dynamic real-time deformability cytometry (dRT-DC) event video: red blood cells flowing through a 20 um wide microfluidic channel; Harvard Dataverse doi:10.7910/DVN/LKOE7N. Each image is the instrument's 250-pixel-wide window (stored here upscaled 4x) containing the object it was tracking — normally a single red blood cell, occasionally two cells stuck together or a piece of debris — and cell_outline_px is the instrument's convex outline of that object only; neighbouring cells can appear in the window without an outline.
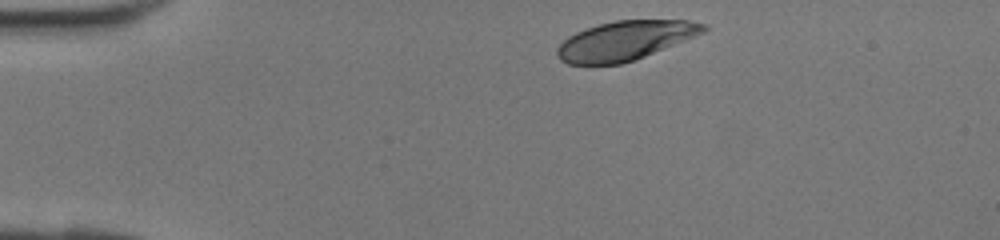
{"species": "human", "species_latin": "Homo sapiens", "temperature_condition": "room temperature", "stored_images_in_passage": 31, "camera_frame_rate_fps": 3000, "um_per_image_px": 0.085, "donor": {"sex": "female"}, "frame": {"image": 1, "passage_image": 1, "time_ms": 0.0, "image_size_px": [1000, 240], "cell_outline_px": [[708, 28], [704, 32], [644, 56], [620, 64], [568, 64], [560, 60], [556, 56], [556, 48], [568, 36], [576, 32], [600, 24], [616, 20], [688, 20], [708, 24]], "centroid_in_image_um": [53.11, 3.44], "position_along_channel_um": 31.9, "area_um2": 33.06}}
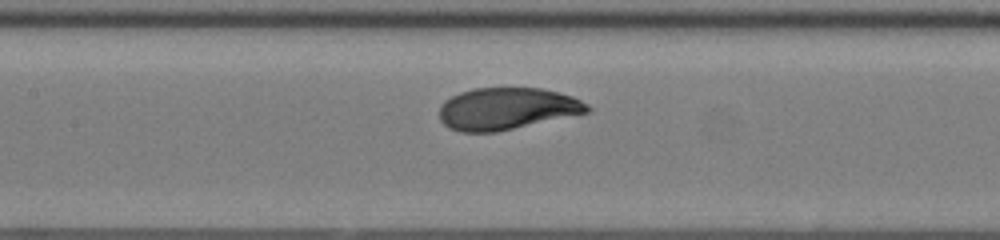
{"frame": {"image": 2, "passage_image": 13, "time_ms": 4.0, "image_size_px": [1000, 240], "cell_outline_px": [[592, 112], [496, 132], [460, 132], [448, 128], [440, 120], [440, 104], [444, 100], [460, 92], [472, 88], [540, 88], [560, 92], [572, 96], [588, 104], [592, 108]], "centroid_in_image_um": [43.1, 9.24], "position_along_channel_um": 164.3, "area_um2": 36.53}}
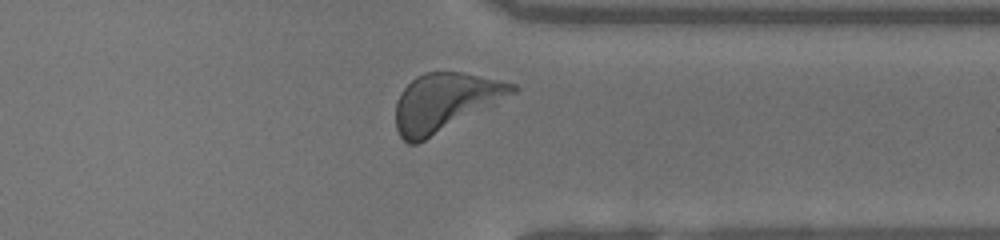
{"frame": {"image": 3, "passage_image": 26, "time_ms": 8.333, "image_size_px": [1000, 240], "cell_outline_px": [[520, 88], [516, 92], [424, 140], [416, 144], [408, 144], [400, 136], [396, 128], [396, 100], [400, 92], [416, 76], [424, 72], [460, 72], [516, 84]], "centroid_in_image_um": [37.77, 8.67], "position_along_channel_um": 373.6, "area_um2": 38.61}}